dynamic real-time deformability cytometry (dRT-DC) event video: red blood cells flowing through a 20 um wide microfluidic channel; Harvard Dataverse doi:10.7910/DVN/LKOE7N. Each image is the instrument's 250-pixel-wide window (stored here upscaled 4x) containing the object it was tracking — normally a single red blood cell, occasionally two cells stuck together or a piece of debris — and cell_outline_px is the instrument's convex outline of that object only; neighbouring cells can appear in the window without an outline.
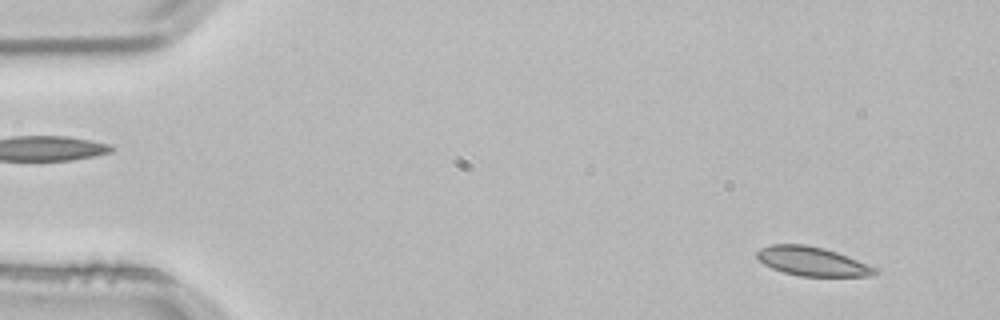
{"species": "common noctule bat (a hibernating species)", "species_latin": "Nyctalus noctula", "temperature_condition": "room temperature", "stored_images_in_passage": 4, "segment_of_instrument_passage": [1, 2], "camera_frame_rate_fps": 3000, "um_per_image_px": 0.085, "animal": {"sex": "male", "body_mass_g": 21.5, "forearm_length_mm": 52.0}, "frame": {"image": 1, "passage_image": 1, "time_ms": 0.0, "image_size_px": [1000, 320], "cell_outline_px": [[880, 272], [872, 276], [800, 276], [784, 272], [772, 268], [764, 264], [756, 256], [756, 252], [760, 248], [772, 244], [804, 244], [824, 248], [836, 252], [880, 268]], "centroid_in_image_um": [69.09, 22.22], "position_along_channel_um": 15.9, "area_um2": 20.06}}
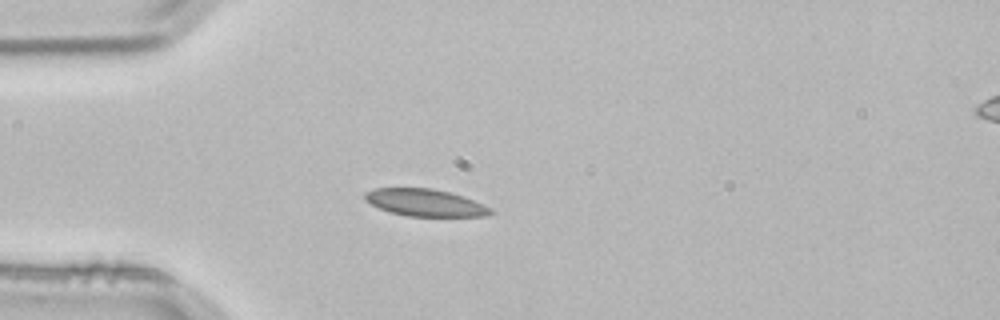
{"frame": {"image": 2, "passage_image": 3, "time_ms": 0.667, "image_size_px": [1000, 320], "cell_outline_px": [[496, 212], [488, 216], [408, 216], [388, 212], [364, 200], [364, 192], [372, 188], [432, 188], [464, 196], [484, 204], [492, 208]], "centroid_in_image_um": [36.16, 17.22], "position_along_channel_um": 48.8, "area_um2": 20.11}}